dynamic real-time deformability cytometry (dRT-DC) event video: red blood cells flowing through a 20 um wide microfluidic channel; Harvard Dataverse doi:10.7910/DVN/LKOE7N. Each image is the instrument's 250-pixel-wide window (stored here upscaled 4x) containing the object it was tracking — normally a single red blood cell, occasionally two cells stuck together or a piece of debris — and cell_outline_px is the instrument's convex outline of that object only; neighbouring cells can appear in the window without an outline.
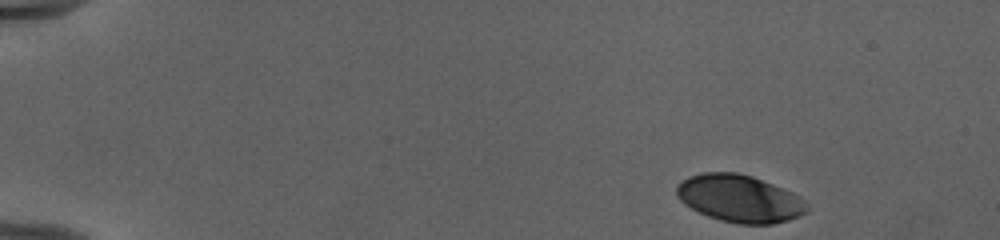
{"species": "human", "species_latin": "Homo sapiens", "temperature_condition": "cold", "stored_images_in_passage": 47, "camera_frame_rate_fps": 3000, "um_per_image_px": 0.085, "donor": {"sex": "female"}, "frame": {"image": 1, "passage_image": 1, "time_ms": 0.0, "image_size_px": [1000, 240], "cell_outline_px": [[808, 212], [800, 216], [788, 220], [772, 224], [740, 224], [720, 220], [708, 216], [684, 204], [676, 196], [676, 184], [688, 176], [700, 172], [740, 172], [752, 176], [792, 192], [800, 196], [804, 200], [808, 208]], "centroid_in_image_um": [62.85, 16.86], "position_along_channel_um": 22.2, "area_um2": 36.18}}
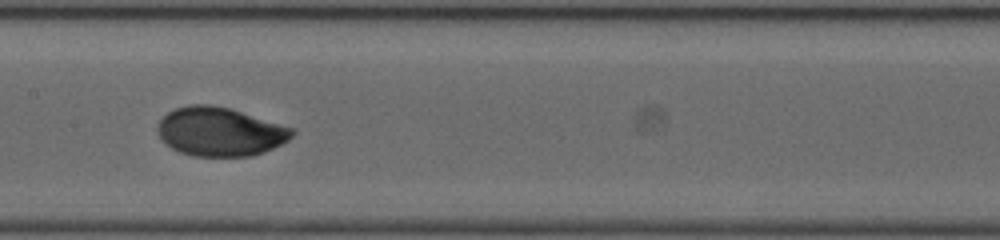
{"frame": {"image": 2, "passage_image": 23, "time_ms": 7.333, "image_size_px": [1000, 240], "cell_outline_px": [[296, 132], [288, 140], [272, 148], [252, 156], [192, 156], [180, 152], [172, 148], [160, 136], [156, 128], [160, 120], [168, 112], [176, 108], [192, 104], [208, 104], [228, 108], [292, 128]], "centroid_in_image_um": [18.68, 11.2], "position_along_channel_um": 188.7, "area_um2": 37.69}}
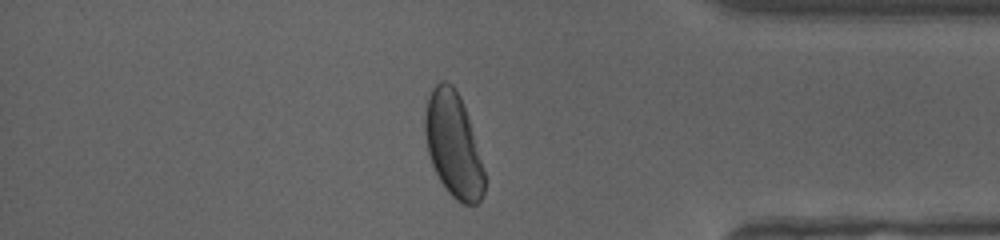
{"frame": {"image": 3, "passage_image": 40, "time_ms": 13.0, "image_size_px": [1000, 240], "cell_outline_px": [[484, 192], [480, 200], [476, 204], [464, 204], [456, 200], [448, 192], [440, 180], [432, 164], [428, 152], [424, 132], [424, 116], [428, 96], [432, 88], [440, 80], [448, 80], [456, 88], [460, 96], [468, 116], [484, 172]], "centroid_in_image_um": [38.51, 12.27], "position_along_channel_um": 396.7, "area_um2": 36.07}, "authors_computed_cell_mechanics": {"area_um2": 37.2232, "velocity_mm_per_s": 3.9766, "shape_relaxation_time_tau1_ms": 3.345, "shape_relaxation_time_tau2_ms": null, "deformation_change_tau1": 0.1542, "deformation_change_tau2": null}}